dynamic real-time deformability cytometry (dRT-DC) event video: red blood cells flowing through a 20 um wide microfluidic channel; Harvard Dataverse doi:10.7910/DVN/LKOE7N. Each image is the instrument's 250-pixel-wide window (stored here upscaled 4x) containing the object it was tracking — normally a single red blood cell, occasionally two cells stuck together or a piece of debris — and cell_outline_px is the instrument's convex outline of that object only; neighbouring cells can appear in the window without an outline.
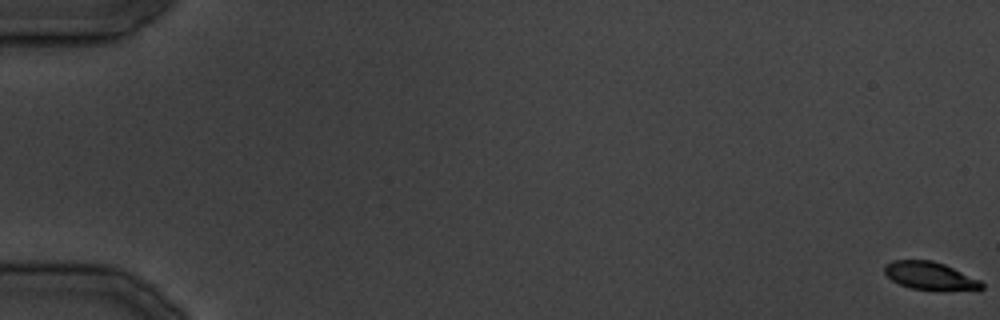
{"species": "common noctule bat (a hibernating species)", "species_latin": "Nyctalus noctula", "temperature_condition": "cold", "stored_images_in_passage": 10, "camera_frame_rate_fps": 3000, "um_per_image_px": 0.085, "animal": {"sex": "male", "body_mass_g": 19.5, "forearm_length_mm": 54.6}, "frame": {"image": 1, "passage_image": 1, "time_ms": 0.0, "image_size_px": [1000, 320], "cell_outline_px": [[984, 288], [980, 292], [940, 292], [912, 288], [900, 284], [892, 280], [884, 272], [884, 264], [892, 260], [932, 260], [944, 264], [980, 280], [984, 284]], "centroid_in_image_um": [79.17, 23.51], "position_along_channel_um": 5.8, "area_um2": 16.59}}